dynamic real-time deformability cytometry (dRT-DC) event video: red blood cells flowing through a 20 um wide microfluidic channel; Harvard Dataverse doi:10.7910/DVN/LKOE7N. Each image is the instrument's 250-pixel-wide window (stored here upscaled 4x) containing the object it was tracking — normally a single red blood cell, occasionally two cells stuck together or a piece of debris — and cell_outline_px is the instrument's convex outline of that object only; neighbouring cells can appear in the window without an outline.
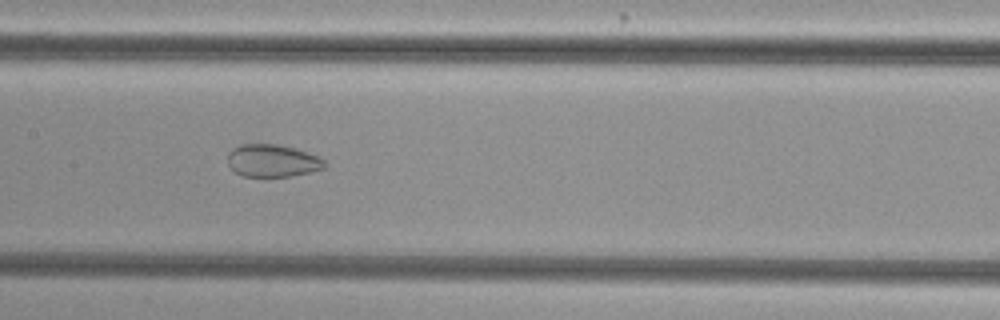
{"species": "common noctule bat (a hibernating species)", "species_latin": "Nyctalus noctula", "temperature_condition": "cold", "stored_images_in_passage": 56, "camera_frame_rate_fps": 3000, "um_per_image_px": 0.085, "animal": {"sex": "female", "body_mass_g": 29.2, "forearm_length_mm": 56.3}, "frame": {"image": 1, "passage_image": 28, "time_ms": 9.0, "image_size_px": [1000, 320], "cell_outline_px": [[324, 168], [292, 176], [244, 176], [236, 172], [228, 164], [228, 152], [232, 148], [240, 144], [276, 144], [308, 152], [320, 156], [324, 160]], "centroid_in_image_um": [23.14, 13.65], "position_along_channel_um": 184.3, "area_um2": 18.21}}
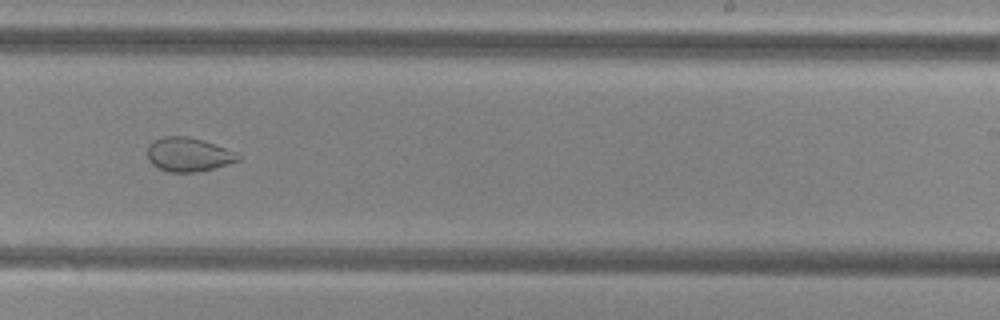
{"frame": {"image": 2, "passage_image": 35, "time_ms": 11.333, "image_size_px": [1000, 320], "cell_outline_px": [[240, 160], [212, 168], [196, 172], [172, 172], [160, 168], [152, 164], [148, 160], [148, 144], [152, 140], [164, 136], [188, 136], [236, 152], [240, 156]], "centroid_in_image_um": [15.97, 13.13], "position_along_channel_um": 273.0, "area_um2": 17.63}}
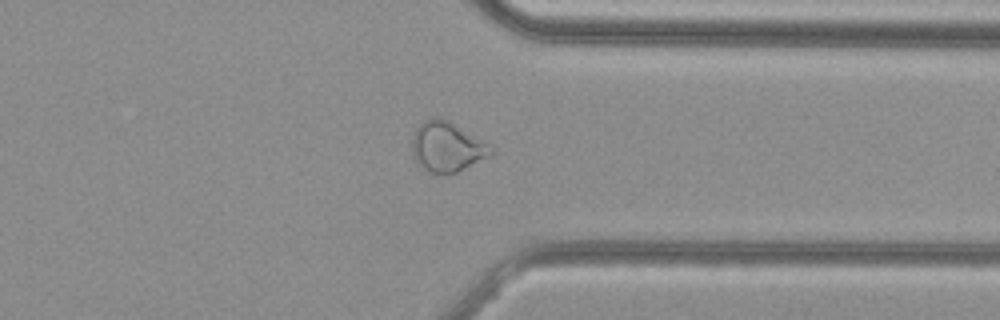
{"frame": {"image": 3, "passage_image": 43, "time_ms": 14.0, "image_size_px": [1000, 320], "cell_outline_px": [[496, 148], [488, 156], [456, 172], [432, 172], [420, 168], [416, 164], [412, 156], [412, 136], [416, 128], [424, 120], [432, 116], [440, 116], [448, 120]], "centroid_in_image_um": [37.94, 12.44], "position_along_channel_um": 373.5, "area_um2": 22.89}, "authors_computed_cell_mechanics": {"area_um2": 26.1834, "velocity_mm_per_s": 3.8117, "shape_relaxation_time_tau1_ms": null, "shape_relaxation_time_tau2_ms": 2.0107, "deformation_change_tau1": null, "deformation_change_tau2": 0.0689}}